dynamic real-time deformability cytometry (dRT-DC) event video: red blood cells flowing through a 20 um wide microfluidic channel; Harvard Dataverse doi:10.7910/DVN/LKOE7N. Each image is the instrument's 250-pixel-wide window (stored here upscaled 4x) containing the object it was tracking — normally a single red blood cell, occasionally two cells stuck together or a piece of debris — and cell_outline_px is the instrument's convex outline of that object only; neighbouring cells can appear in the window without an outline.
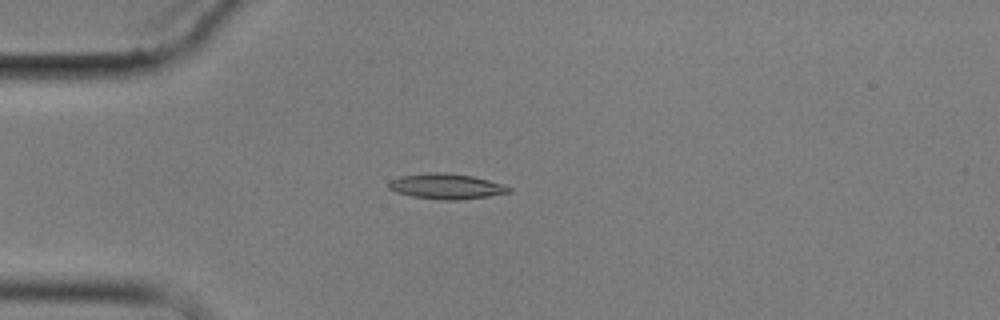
{"species": "common noctule bat (a hibernating species)", "species_latin": "Nyctalus noctula", "temperature_condition": "cold", "stored_images_in_passage": 4, "camera_frame_rate_fps": 3000, "um_per_image_px": 0.085, "animal": {"sex": "male", "body_mass_g": 17.9}, "frame": {"image": 1, "passage_image": 3, "time_ms": 2.333, "image_size_px": [1000, 320], "cell_outline_px": [[512, 192], [488, 196], [460, 200], [444, 200], [412, 196], [396, 192], [388, 188], [388, 184], [392, 180], [400, 176], [432, 172], [448, 172], [472, 176], [488, 180], [512, 188]], "centroid_in_image_um": [37.94, 15.84], "position_along_channel_um": 47.1, "area_um2": 17.69}}
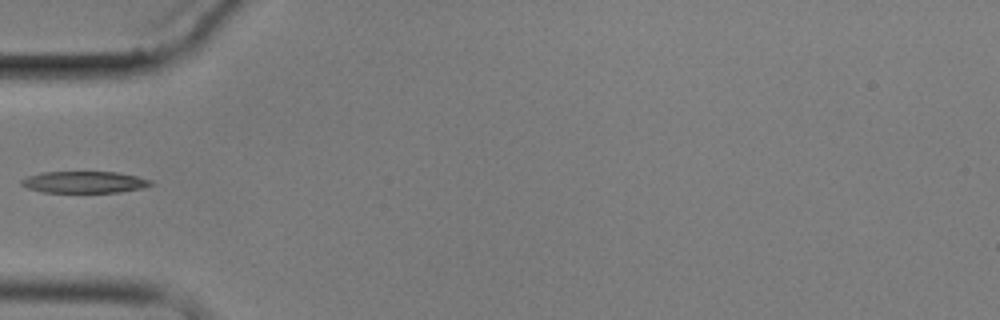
{"frame": {"image": 2, "passage_image": 4, "time_ms": 3.667, "image_size_px": [1000, 320], "cell_outline_px": [[152, 184], [140, 188], [120, 192], [44, 192], [28, 188], [20, 184], [20, 180], [28, 176], [40, 172], [116, 172], [136, 176], [152, 180]], "centroid_in_image_um": [7.13, 15.47], "position_along_channel_um": 77.9, "area_um2": 16.18}}